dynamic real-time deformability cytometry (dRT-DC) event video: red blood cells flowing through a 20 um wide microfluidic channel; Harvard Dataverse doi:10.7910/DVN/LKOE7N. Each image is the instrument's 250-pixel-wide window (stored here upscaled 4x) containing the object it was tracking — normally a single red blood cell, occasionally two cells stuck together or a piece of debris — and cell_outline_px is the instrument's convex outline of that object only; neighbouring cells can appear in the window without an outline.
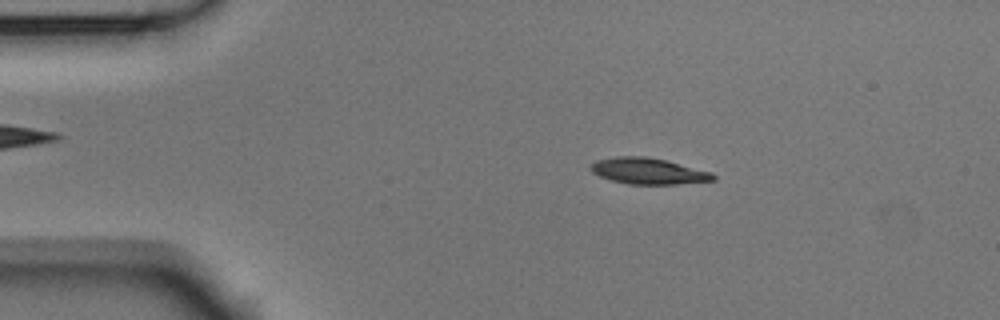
{"species": "Egyptian fruit bat (a non-hibernating species)", "species_latin": "Rousettus aegyptiacus", "temperature_condition": "room temperature", "stored_images_in_passage": 53, "camera_frame_rate_fps": 3000, "um_per_image_px": 0.085, "animal": {"sex": "male"}, "frame": {"image": 1, "passage_image": 9, "time_ms": 2.667, "image_size_px": [1000, 320], "cell_outline_px": [[716, 180], [676, 184], [628, 184], [612, 180], [600, 176], [592, 172], [588, 168], [596, 160], [616, 156], [644, 156], [664, 160], [712, 172], [716, 176]], "centroid_in_image_um": [55.09, 14.54], "position_along_channel_um": 29.9, "area_um2": 18.55}}
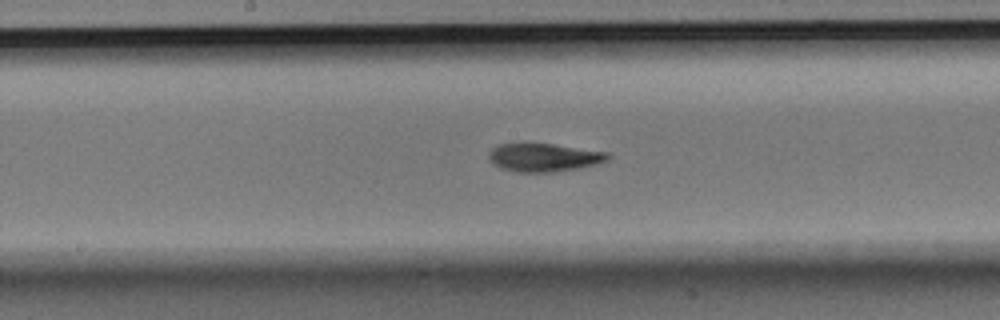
{"frame": {"image": 2, "passage_image": 27, "time_ms": 8.667, "image_size_px": [1000, 320], "cell_outline_px": [[612, 156], [608, 160], [596, 164], [580, 168], [552, 172], [516, 172], [500, 168], [492, 164], [488, 160], [488, 152], [496, 144], [524, 140], [608, 152]], "centroid_in_image_um": [46.14, 13.34], "position_along_channel_um": 202.1, "area_um2": 20.52}}
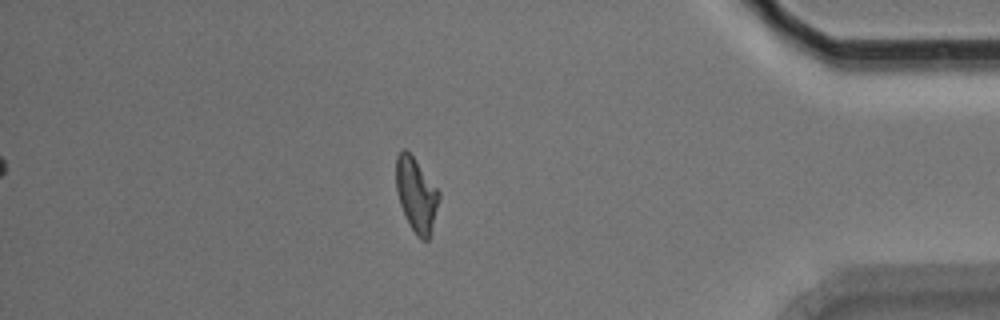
{"frame": {"image": 3, "passage_image": 46, "time_ms": 15.0, "image_size_px": [1000, 320], "cell_outline_px": [[440, 200], [428, 240], [420, 240], [416, 236], [400, 204], [396, 188], [396, 156], [404, 148], [412, 156], [440, 192]], "centroid_in_image_um": [35.39, 16.56], "position_along_channel_um": 399.8, "area_um2": 18.15}, "authors_computed_cell_mechanics": {"area_um2": 19.074, "velocity_mm_per_s": 3.7153, "shape_relaxation_time_tau1_ms": 5.0928, "shape_relaxation_time_tau2_ms": 4.6947, "deformation_change_tau1": 0.1723, "deformation_change_tau2": 0.1056}}